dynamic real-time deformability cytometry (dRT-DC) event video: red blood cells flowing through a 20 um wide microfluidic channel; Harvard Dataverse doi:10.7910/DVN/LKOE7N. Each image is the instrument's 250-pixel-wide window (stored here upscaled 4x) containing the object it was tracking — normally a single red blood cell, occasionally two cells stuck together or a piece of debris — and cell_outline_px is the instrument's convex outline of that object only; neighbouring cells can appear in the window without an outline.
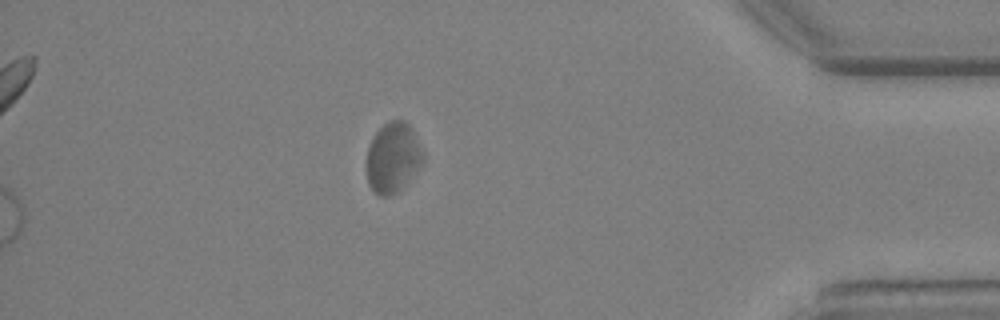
{"species": "Egyptian fruit bat (a non-hibernating species)", "species_latin": "Rousettus aegyptiacus", "temperature_condition": "warm", "stored_images_in_passage": 24, "segment_of_instrument_passage": [2, 2], "camera_frame_rate_fps": 3000, "um_per_image_px": 0.085, "animal": {"sex": "female"}, "frame": {"image": 1, "passage_image": 24, "time_ms": 7.667, "image_size_px": [1000, 320], "cell_outline_px": [[424, 160], [420, 168], [396, 192], [388, 196], [380, 196], [368, 184], [364, 168], [368, 148], [372, 136], [384, 124], [392, 120], [404, 120], [412, 128], [424, 152]], "centroid_in_image_um": [33.38, 13.38], "position_along_channel_um": 401.8, "area_um2": 23.35}}